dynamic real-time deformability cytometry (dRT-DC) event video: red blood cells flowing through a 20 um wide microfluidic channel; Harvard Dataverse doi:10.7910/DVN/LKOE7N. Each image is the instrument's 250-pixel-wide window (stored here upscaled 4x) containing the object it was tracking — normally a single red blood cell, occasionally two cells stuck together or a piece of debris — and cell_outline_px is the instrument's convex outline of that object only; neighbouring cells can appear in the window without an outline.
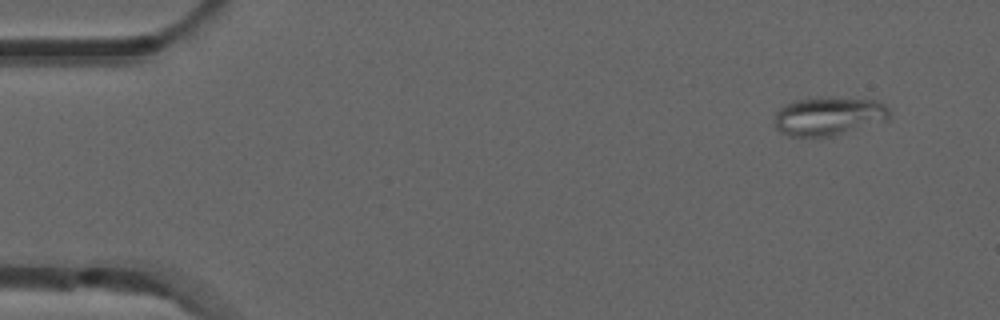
{"species": "common noctule bat (a hibernating species)", "species_latin": "Nyctalus noctula", "temperature_condition": "room temperature", "stored_images_in_passage": 2, "camera_frame_rate_fps": 3000, "um_per_image_px": 0.085, "animal": {"sex": "male", "forearm_length_mm": 52.5}, "frame": {"image": 1, "passage_image": 1, "time_ms": 0.0, "image_size_px": [1000, 320], "cell_outline_px": [[892, 116], [888, 120], [832, 136], [788, 136], [780, 132], [776, 128], [776, 112], [784, 104], [796, 100], [820, 96], [832, 96], [876, 100], [884, 104], [888, 108]], "centroid_in_image_um": [70.46, 9.84], "position_along_channel_um": 14.5, "area_um2": 26.18}}